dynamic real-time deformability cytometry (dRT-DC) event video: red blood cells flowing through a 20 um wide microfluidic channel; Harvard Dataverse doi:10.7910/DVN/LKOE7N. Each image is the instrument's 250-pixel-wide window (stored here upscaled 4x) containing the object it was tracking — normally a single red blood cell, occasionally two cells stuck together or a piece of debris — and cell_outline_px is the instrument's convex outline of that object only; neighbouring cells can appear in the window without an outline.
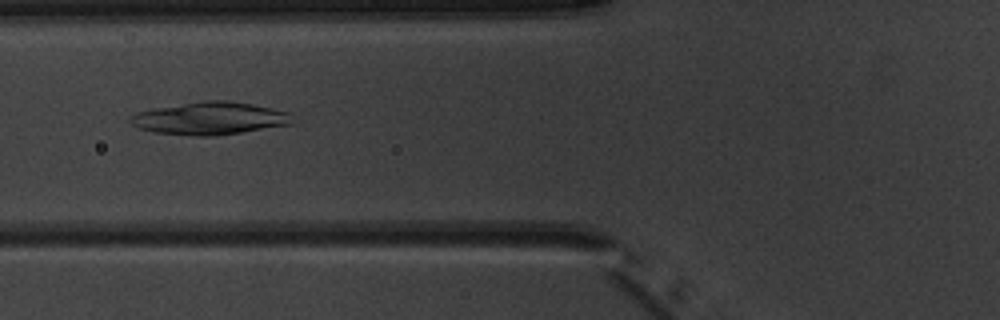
{"species": "common noctule bat (a hibernating species)", "species_latin": "Nyctalus noctula", "temperature_condition": "warm", "stored_images_in_passage": 7, "camera_frame_rate_fps": 3000, "um_per_image_px": 0.085, "animal": {"sex": "male", "body_mass_g": 20.1, "forearm_length_mm": 53.5}, "frame": {"image": 1, "passage_image": 6, "time_ms": 6.667, "image_size_px": [1000, 320], "cell_outline_px": [[292, 124], [216, 136], [192, 136], [156, 132], [140, 128], [132, 124], [128, 120], [136, 112], [152, 108], [204, 100], [224, 100], [252, 104], [272, 108], [288, 112]], "centroid_in_image_um": [17.8, 10.06], "position_along_channel_um": 108.0, "area_um2": 30.63}}
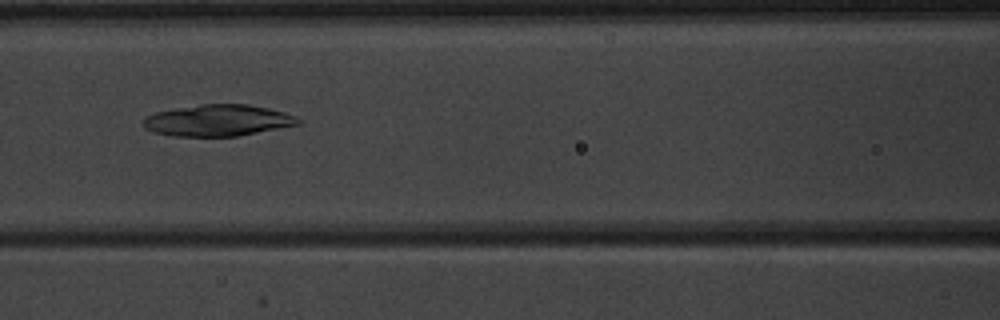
{"frame": {"image": 2, "passage_image": 7, "time_ms": 7.667, "image_size_px": [1000, 320], "cell_outline_px": [[300, 124], [240, 136], [172, 136], [152, 132], [144, 128], [144, 120], [148, 116], [156, 112], [200, 104], [248, 104], [268, 108], [284, 112], [296, 116], [300, 120]], "centroid_in_image_um": [18.54, 10.24], "position_along_channel_um": 148.1, "area_um2": 28.32}}